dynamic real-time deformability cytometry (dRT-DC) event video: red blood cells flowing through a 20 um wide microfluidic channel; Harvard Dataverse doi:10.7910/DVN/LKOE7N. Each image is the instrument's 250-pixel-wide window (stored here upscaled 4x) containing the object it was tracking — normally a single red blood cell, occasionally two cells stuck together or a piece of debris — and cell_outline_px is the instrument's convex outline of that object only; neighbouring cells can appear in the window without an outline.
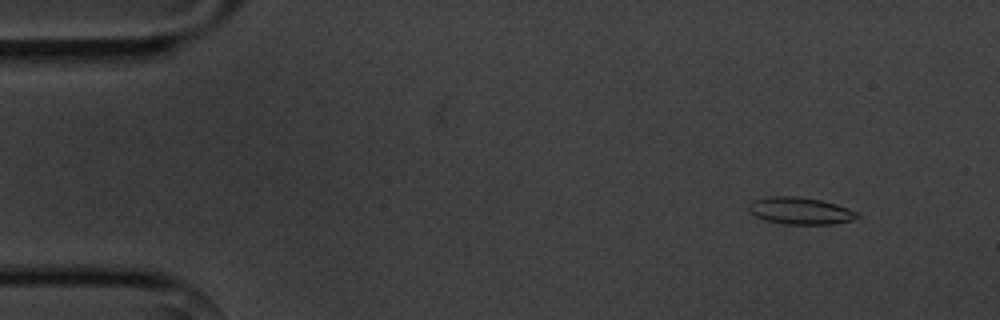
{"species": "common noctule bat (a hibernating species)", "species_latin": "Nyctalus noctula", "temperature_condition": "cold", "stored_images_in_passage": 5, "camera_frame_rate_fps": 3000, "um_per_image_px": 0.085, "animal": {"sex": "male", "body_mass_g": 20.1, "forearm_length_mm": 53.5}, "frame": {"image": 1, "passage_image": 1, "time_ms": 0.0, "image_size_px": [1000, 320], "cell_outline_px": [[860, 216], [852, 220], [832, 224], [784, 224], [764, 220], [748, 212], [748, 204], [752, 200], [764, 196], [796, 196], [820, 200], [836, 204], [860, 212]], "centroid_in_image_um": [67.99, 17.91], "position_along_channel_um": 17.0, "area_um2": 17.34}}
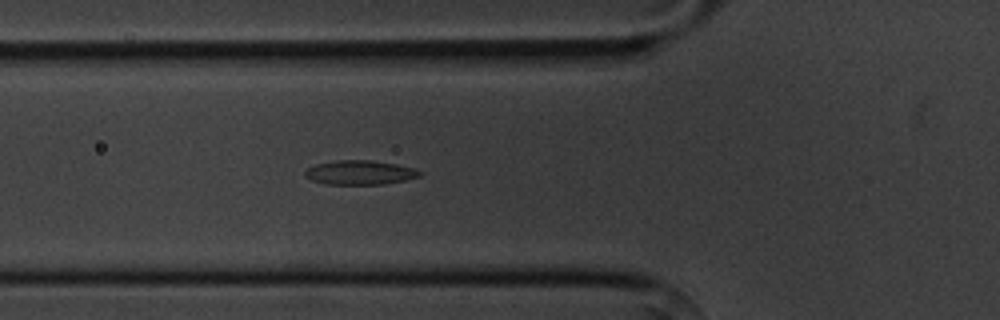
{"frame": {"image": 2, "passage_image": 5, "time_ms": 4.667, "image_size_px": [1000, 320], "cell_outline_px": [[424, 172], [420, 176], [404, 180], [384, 184], [324, 184], [312, 180], [304, 176], [304, 172], [308, 168], [316, 164], [336, 160], [372, 160], [396, 164], [416, 168]], "centroid_in_image_um": [30.61, 14.66], "position_along_channel_um": 95.2, "area_um2": 16.3}}